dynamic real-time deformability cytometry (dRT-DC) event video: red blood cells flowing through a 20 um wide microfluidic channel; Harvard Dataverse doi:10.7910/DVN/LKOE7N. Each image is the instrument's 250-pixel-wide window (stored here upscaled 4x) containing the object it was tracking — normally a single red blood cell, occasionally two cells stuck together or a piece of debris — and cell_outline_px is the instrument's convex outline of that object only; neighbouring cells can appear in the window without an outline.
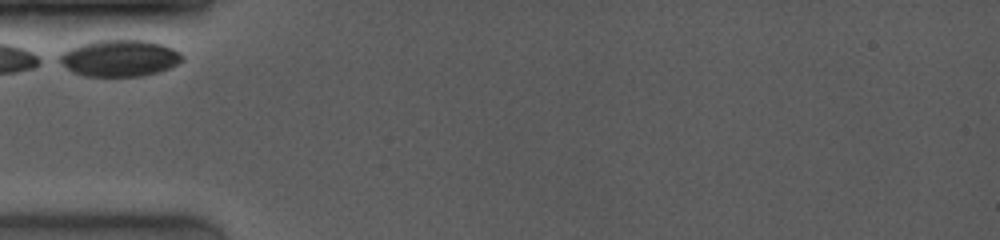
{"species": "common noctule bat (a hibernating species)", "species_latin": "Nyctalus noctula", "temperature_condition": "room temperature", "stored_images_in_passage": 11, "camera_frame_rate_fps": 4000, "um_per_image_px": 0.085, "animal": {"sex": "female", "body_mass_g": 19.0, "forearm_length_mm": 53.3}, "frame": {"image": 1, "passage_image": 1, "time_ms": 0.0, "image_size_px": [1000, 240], "cell_outline_px": [[184, 60], [168, 68], [156, 72], [140, 76], [84, 76], [72, 72], [56, 60], [68, 48], [92, 40], [144, 40], [160, 44], [172, 48], [180, 52], [184, 56]], "centroid_in_image_um": [10.13, 4.94], "position_along_channel_um": 74.9, "area_um2": 26.18}}